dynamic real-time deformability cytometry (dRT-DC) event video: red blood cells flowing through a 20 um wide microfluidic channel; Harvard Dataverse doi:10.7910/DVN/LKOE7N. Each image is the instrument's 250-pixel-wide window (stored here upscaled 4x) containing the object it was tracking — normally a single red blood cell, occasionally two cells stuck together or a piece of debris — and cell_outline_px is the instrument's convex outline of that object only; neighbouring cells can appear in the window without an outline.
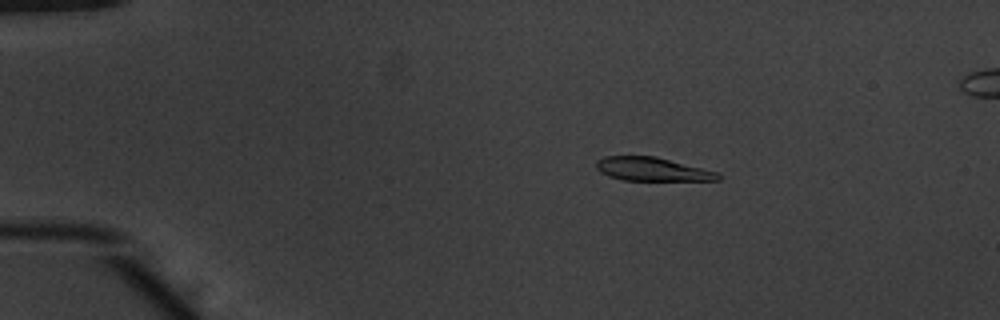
{"species": "common noctule bat (a hibernating species)", "species_latin": "Nyctalus noctula", "temperature_condition": "warm", "stored_images_in_passage": 54, "segment_of_instrument_passage": [1, 2], "camera_frame_rate_fps": 3000, "um_per_image_px": 0.085, "animal": {"sex": "male", "body_mass_g": 20.1, "forearm_length_mm": 53.5}, "frame": {"image": 1, "passage_image": 10, "time_ms": 3.0, "image_size_px": [1000, 320], "cell_outline_px": [[720, 180], [624, 180], [608, 176], [600, 172], [596, 168], [596, 160], [604, 156], [656, 156], [720, 172]], "centroid_in_image_um": [55.44, 14.37], "position_along_channel_um": 29.6, "area_um2": 16.82}}
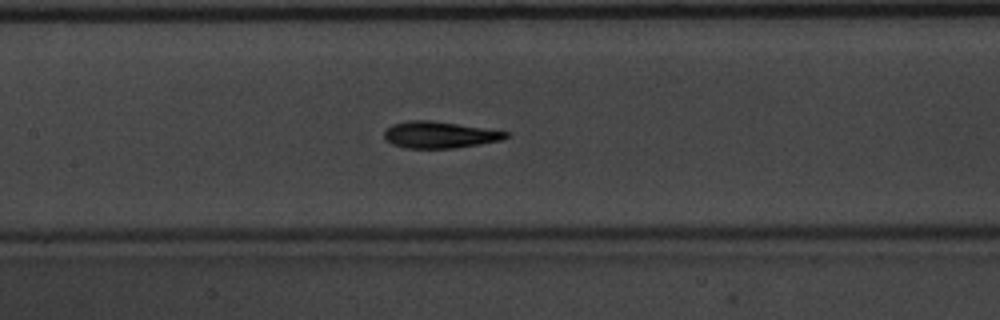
{"frame": {"image": 2, "passage_image": 26, "time_ms": 8.333, "image_size_px": [1000, 320], "cell_outline_px": [[508, 136], [500, 140], [480, 144], [452, 148], [404, 148], [392, 144], [384, 140], [384, 128], [392, 124], [408, 120], [432, 120], [484, 128], [508, 132]], "centroid_in_image_um": [37.27, 11.45], "position_along_channel_um": 170.1, "area_um2": 18.9}}
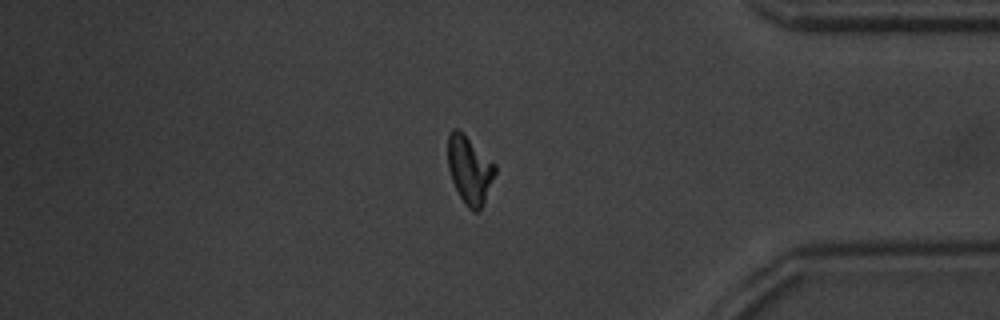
{"frame": {"image": 3, "passage_image": 45, "time_ms": 14.667, "image_size_px": [1000, 320], "cell_outline_px": [[496, 172], [484, 204], [480, 212], [472, 212], [464, 204], [452, 180], [448, 168], [448, 136], [452, 128], [456, 128], [496, 164]], "centroid_in_image_um": [39.93, 14.49], "position_along_channel_um": 395.3, "area_um2": 18.55}}